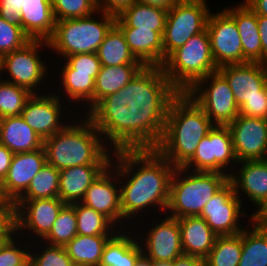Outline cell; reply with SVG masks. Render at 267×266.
Here are the masks:
<instances>
[{"mask_svg": "<svg viewBox=\"0 0 267 266\" xmlns=\"http://www.w3.org/2000/svg\"><path fill=\"white\" fill-rule=\"evenodd\" d=\"M180 92L163 68L144 66L123 88L101 99L87 116L113 151L155 149L172 100Z\"/></svg>", "mask_w": 267, "mask_h": 266, "instance_id": "6da1fadb", "label": "cell"}, {"mask_svg": "<svg viewBox=\"0 0 267 266\" xmlns=\"http://www.w3.org/2000/svg\"><path fill=\"white\" fill-rule=\"evenodd\" d=\"M114 154L117 161L112 169L114 173L124 176L123 179L131 174L120 188L123 220L124 217L131 218L134 213L137 215L151 204L167 210L170 180L175 167L156 149L120 150ZM136 166L139 169L135 172Z\"/></svg>", "mask_w": 267, "mask_h": 266, "instance_id": "7a4b0ae2", "label": "cell"}, {"mask_svg": "<svg viewBox=\"0 0 267 266\" xmlns=\"http://www.w3.org/2000/svg\"><path fill=\"white\" fill-rule=\"evenodd\" d=\"M213 127L202 108L187 93H179L170 104L163 136L155 149L174 167H182Z\"/></svg>", "mask_w": 267, "mask_h": 266, "instance_id": "3957f363", "label": "cell"}, {"mask_svg": "<svg viewBox=\"0 0 267 266\" xmlns=\"http://www.w3.org/2000/svg\"><path fill=\"white\" fill-rule=\"evenodd\" d=\"M84 118L80 123L77 122L78 124H67L59 132L44 139L43 147L48 164L62 170L80 165L114 163L111 157L109 158V150H106V145L102 142L104 138L101 133L88 117Z\"/></svg>", "mask_w": 267, "mask_h": 266, "instance_id": "277c9868", "label": "cell"}, {"mask_svg": "<svg viewBox=\"0 0 267 266\" xmlns=\"http://www.w3.org/2000/svg\"><path fill=\"white\" fill-rule=\"evenodd\" d=\"M185 172L183 167H175L170 180L167 210L177 219L200 216L206 203L229 181L228 174L191 171L187 175ZM182 173L186 174L183 178Z\"/></svg>", "mask_w": 267, "mask_h": 266, "instance_id": "5b68a950", "label": "cell"}, {"mask_svg": "<svg viewBox=\"0 0 267 266\" xmlns=\"http://www.w3.org/2000/svg\"><path fill=\"white\" fill-rule=\"evenodd\" d=\"M162 68L170 83L180 93H186L200 79L218 71L207 29L192 36L183 46L173 51Z\"/></svg>", "mask_w": 267, "mask_h": 266, "instance_id": "8992f818", "label": "cell"}, {"mask_svg": "<svg viewBox=\"0 0 267 266\" xmlns=\"http://www.w3.org/2000/svg\"><path fill=\"white\" fill-rule=\"evenodd\" d=\"M98 12L102 13L101 21L95 20L94 14L56 21L53 35L47 40L48 47L65 58L75 54L97 53L116 19L113 15Z\"/></svg>", "mask_w": 267, "mask_h": 266, "instance_id": "52a82bcc", "label": "cell"}, {"mask_svg": "<svg viewBox=\"0 0 267 266\" xmlns=\"http://www.w3.org/2000/svg\"><path fill=\"white\" fill-rule=\"evenodd\" d=\"M208 16L206 0H178L168 9L163 33V64L173 51L206 29Z\"/></svg>", "mask_w": 267, "mask_h": 266, "instance_id": "ba28073f", "label": "cell"}, {"mask_svg": "<svg viewBox=\"0 0 267 266\" xmlns=\"http://www.w3.org/2000/svg\"><path fill=\"white\" fill-rule=\"evenodd\" d=\"M209 80L211 83L203 89L202 86ZM186 93L202 108L214 125L227 126L239 115V106L229 83L219 71L200 79Z\"/></svg>", "mask_w": 267, "mask_h": 266, "instance_id": "9c48e42d", "label": "cell"}, {"mask_svg": "<svg viewBox=\"0 0 267 266\" xmlns=\"http://www.w3.org/2000/svg\"><path fill=\"white\" fill-rule=\"evenodd\" d=\"M231 161L238 163L230 130L227 126L214 125L182 167L186 170L193 167L196 172H217L230 176L224 170Z\"/></svg>", "mask_w": 267, "mask_h": 266, "instance_id": "30bf717a", "label": "cell"}, {"mask_svg": "<svg viewBox=\"0 0 267 266\" xmlns=\"http://www.w3.org/2000/svg\"><path fill=\"white\" fill-rule=\"evenodd\" d=\"M48 45L46 40L31 39L23 47L4 55L0 61L1 70H7L10 79L4 81L13 83L27 89L30 93L36 94L37 86L43 82L46 66L39 58V46ZM38 52V53H37ZM37 87V88H35Z\"/></svg>", "mask_w": 267, "mask_h": 266, "instance_id": "8fae6325", "label": "cell"}, {"mask_svg": "<svg viewBox=\"0 0 267 266\" xmlns=\"http://www.w3.org/2000/svg\"><path fill=\"white\" fill-rule=\"evenodd\" d=\"M206 29L217 68L243 63L241 37L234 18L225 9L209 13Z\"/></svg>", "mask_w": 267, "mask_h": 266, "instance_id": "7c38bea8", "label": "cell"}, {"mask_svg": "<svg viewBox=\"0 0 267 266\" xmlns=\"http://www.w3.org/2000/svg\"><path fill=\"white\" fill-rule=\"evenodd\" d=\"M241 201L233 184L228 181L206 203L199 217L203 218L218 236L239 234L243 229L239 227L238 218L241 215L247 216L245 211H241Z\"/></svg>", "mask_w": 267, "mask_h": 266, "instance_id": "4fadbf2b", "label": "cell"}, {"mask_svg": "<svg viewBox=\"0 0 267 266\" xmlns=\"http://www.w3.org/2000/svg\"><path fill=\"white\" fill-rule=\"evenodd\" d=\"M227 127L238 162L266 159L267 119L239 114Z\"/></svg>", "mask_w": 267, "mask_h": 266, "instance_id": "5bb4252c", "label": "cell"}, {"mask_svg": "<svg viewBox=\"0 0 267 266\" xmlns=\"http://www.w3.org/2000/svg\"><path fill=\"white\" fill-rule=\"evenodd\" d=\"M218 71L226 78L240 107L253 97H267V64L246 62L221 66Z\"/></svg>", "mask_w": 267, "mask_h": 266, "instance_id": "9a60e30c", "label": "cell"}, {"mask_svg": "<svg viewBox=\"0 0 267 266\" xmlns=\"http://www.w3.org/2000/svg\"><path fill=\"white\" fill-rule=\"evenodd\" d=\"M16 232L29 228L44 239L65 203L59 198L16 200ZM27 210V211H26Z\"/></svg>", "mask_w": 267, "mask_h": 266, "instance_id": "2e32d148", "label": "cell"}, {"mask_svg": "<svg viewBox=\"0 0 267 266\" xmlns=\"http://www.w3.org/2000/svg\"><path fill=\"white\" fill-rule=\"evenodd\" d=\"M55 94H32L25 103L21 117L44 140L62 130L66 125L59 121L61 104Z\"/></svg>", "mask_w": 267, "mask_h": 266, "instance_id": "e0dca14e", "label": "cell"}, {"mask_svg": "<svg viewBox=\"0 0 267 266\" xmlns=\"http://www.w3.org/2000/svg\"><path fill=\"white\" fill-rule=\"evenodd\" d=\"M46 162L44 147L13 154L8 173L1 182L4 197L16 201L27 190L31 180Z\"/></svg>", "mask_w": 267, "mask_h": 266, "instance_id": "ac0fdd59", "label": "cell"}, {"mask_svg": "<svg viewBox=\"0 0 267 266\" xmlns=\"http://www.w3.org/2000/svg\"><path fill=\"white\" fill-rule=\"evenodd\" d=\"M148 232L144 256L151 261L172 262L183 253L181 231L177 218L166 216ZM146 253V254H145Z\"/></svg>", "mask_w": 267, "mask_h": 266, "instance_id": "d6986e66", "label": "cell"}, {"mask_svg": "<svg viewBox=\"0 0 267 266\" xmlns=\"http://www.w3.org/2000/svg\"><path fill=\"white\" fill-rule=\"evenodd\" d=\"M112 166L115 167L114 164H111V166L91 184L86 190L81 203L103 214L116 225L117 221L121 220V218L123 219V216L121 211L120 188H116L114 184L117 181L119 183L123 182L119 179L118 175L109 172L112 171V169H109ZM113 175L115 177H113ZM116 177H118V180ZM113 180H116V182L113 183Z\"/></svg>", "mask_w": 267, "mask_h": 266, "instance_id": "ffe728a7", "label": "cell"}, {"mask_svg": "<svg viewBox=\"0 0 267 266\" xmlns=\"http://www.w3.org/2000/svg\"><path fill=\"white\" fill-rule=\"evenodd\" d=\"M111 165H80L60 170L59 199L65 204L81 202L86 190Z\"/></svg>", "mask_w": 267, "mask_h": 266, "instance_id": "44dd1931", "label": "cell"}, {"mask_svg": "<svg viewBox=\"0 0 267 266\" xmlns=\"http://www.w3.org/2000/svg\"><path fill=\"white\" fill-rule=\"evenodd\" d=\"M183 253L205 259L212 250L217 234L199 216L178 218Z\"/></svg>", "mask_w": 267, "mask_h": 266, "instance_id": "7402d4cb", "label": "cell"}, {"mask_svg": "<svg viewBox=\"0 0 267 266\" xmlns=\"http://www.w3.org/2000/svg\"><path fill=\"white\" fill-rule=\"evenodd\" d=\"M239 175L230 174L229 181L240 199L239 189L250 198L257 207L267 199V159L243 161Z\"/></svg>", "mask_w": 267, "mask_h": 266, "instance_id": "603a6c76", "label": "cell"}, {"mask_svg": "<svg viewBox=\"0 0 267 266\" xmlns=\"http://www.w3.org/2000/svg\"><path fill=\"white\" fill-rule=\"evenodd\" d=\"M130 51L144 66L163 65V33L150 29L120 28Z\"/></svg>", "mask_w": 267, "mask_h": 266, "instance_id": "cb8c5ba5", "label": "cell"}, {"mask_svg": "<svg viewBox=\"0 0 267 266\" xmlns=\"http://www.w3.org/2000/svg\"><path fill=\"white\" fill-rule=\"evenodd\" d=\"M0 144L15 153L43 148L44 140L19 116L0 119Z\"/></svg>", "mask_w": 267, "mask_h": 266, "instance_id": "d4e9b609", "label": "cell"}, {"mask_svg": "<svg viewBox=\"0 0 267 266\" xmlns=\"http://www.w3.org/2000/svg\"><path fill=\"white\" fill-rule=\"evenodd\" d=\"M225 10L234 18L240 34L243 63H262V46L257 15L245 3Z\"/></svg>", "mask_w": 267, "mask_h": 266, "instance_id": "484cf974", "label": "cell"}, {"mask_svg": "<svg viewBox=\"0 0 267 266\" xmlns=\"http://www.w3.org/2000/svg\"><path fill=\"white\" fill-rule=\"evenodd\" d=\"M51 0H25L20 25L31 39L48 40L55 29Z\"/></svg>", "mask_w": 267, "mask_h": 266, "instance_id": "4316f807", "label": "cell"}, {"mask_svg": "<svg viewBox=\"0 0 267 266\" xmlns=\"http://www.w3.org/2000/svg\"><path fill=\"white\" fill-rule=\"evenodd\" d=\"M168 10L134 2L115 19L119 28L150 29L164 31Z\"/></svg>", "mask_w": 267, "mask_h": 266, "instance_id": "83f0119b", "label": "cell"}, {"mask_svg": "<svg viewBox=\"0 0 267 266\" xmlns=\"http://www.w3.org/2000/svg\"><path fill=\"white\" fill-rule=\"evenodd\" d=\"M118 233L116 231L106 242L99 266H135L143 256L142 244L134 237Z\"/></svg>", "mask_w": 267, "mask_h": 266, "instance_id": "f1b7e54d", "label": "cell"}, {"mask_svg": "<svg viewBox=\"0 0 267 266\" xmlns=\"http://www.w3.org/2000/svg\"><path fill=\"white\" fill-rule=\"evenodd\" d=\"M143 67V64L101 66L95 78L94 106L107 95L123 88Z\"/></svg>", "mask_w": 267, "mask_h": 266, "instance_id": "f546056e", "label": "cell"}, {"mask_svg": "<svg viewBox=\"0 0 267 266\" xmlns=\"http://www.w3.org/2000/svg\"><path fill=\"white\" fill-rule=\"evenodd\" d=\"M111 236L77 234L64 248L75 266H99L104 246Z\"/></svg>", "mask_w": 267, "mask_h": 266, "instance_id": "4dcf8cb0", "label": "cell"}, {"mask_svg": "<svg viewBox=\"0 0 267 266\" xmlns=\"http://www.w3.org/2000/svg\"><path fill=\"white\" fill-rule=\"evenodd\" d=\"M97 56L101 66L142 64L130 51L124 33L114 24L99 45Z\"/></svg>", "mask_w": 267, "mask_h": 266, "instance_id": "1f68e13d", "label": "cell"}, {"mask_svg": "<svg viewBox=\"0 0 267 266\" xmlns=\"http://www.w3.org/2000/svg\"><path fill=\"white\" fill-rule=\"evenodd\" d=\"M242 231V252L238 266H267V228L252 224Z\"/></svg>", "mask_w": 267, "mask_h": 266, "instance_id": "d6a6232c", "label": "cell"}, {"mask_svg": "<svg viewBox=\"0 0 267 266\" xmlns=\"http://www.w3.org/2000/svg\"><path fill=\"white\" fill-rule=\"evenodd\" d=\"M242 252V232L217 236L214 246L204 259V266H238Z\"/></svg>", "mask_w": 267, "mask_h": 266, "instance_id": "836d02e7", "label": "cell"}, {"mask_svg": "<svg viewBox=\"0 0 267 266\" xmlns=\"http://www.w3.org/2000/svg\"><path fill=\"white\" fill-rule=\"evenodd\" d=\"M62 85L65 92L73 101L87 100L89 111L94 107V89L95 79L91 73L74 72V70L65 63L62 68Z\"/></svg>", "mask_w": 267, "mask_h": 266, "instance_id": "e575fe53", "label": "cell"}, {"mask_svg": "<svg viewBox=\"0 0 267 266\" xmlns=\"http://www.w3.org/2000/svg\"><path fill=\"white\" fill-rule=\"evenodd\" d=\"M60 170L47 162L17 200L59 198Z\"/></svg>", "mask_w": 267, "mask_h": 266, "instance_id": "d590c367", "label": "cell"}, {"mask_svg": "<svg viewBox=\"0 0 267 266\" xmlns=\"http://www.w3.org/2000/svg\"><path fill=\"white\" fill-rule=\"evenodd\" d=\"M75 215L77 219V233L79 235H111L109 231L114 224L103 214L81 202L74 203ZM111 228V229H110Z\"/></svg>", "mask_w": 267, "mask_h": 266, "instance_id": "8d00e7d4", "label": "cell"}, {"mask_svg": "<svg viewBox=\"0 0 267 266\" xmlns=\"http://www.w3.org/2000/svg\"><path fill=\"white\" fill-rule=\"evenodd\" d=\"M77 219L74 203L65 204L59 212L57 219L44 242L49 245L65 246L77 235Z\"/></svg>", "mask_w": 267, "mask_h": 266, "instance_id": "74e56055", "label": "cell"}, {"mask_svg": "<svg viewBox=\"0 0 267 266\" xmlns=\"http://www.w3.org/2000/svg\"><path fill=\"white\" fill-rule=\"evenodd\" d=\"M32 95L27 89L1 79L0 82V119L19 116L25 103Z\"/></svg>", "mask_w": 267, "mask_h": 266, "instance_id": "f35d334b", "label": "cell"}, {"mask_svg": "<svg viewBox=\"0 0 267 266\" xmlns=\"http://www.w3.org/2000/svg\"><path fill=\"white\" fill-rule=\"evenodd\" d=\"M55 21L81 18L97 13L96 0H51Z\"/></svg>", "mask_w": 267, "mask_h": 266, "instance_id": "ab89813d", "label": "cell"}, {"mask_svg": "<svg viewBox=\"0 0 267 266\" xmlns=\"http://www.w3.org/2000/svg\"><path fill=\"white\" fill-rule=\"evenodd\" d=\"M31 38L23 31L21 25L9 23L0 16V59L23 47Z\"/></svg>", "mask_w": 267, "mask_h": 266, "instance_id": "60d3db41", "label": "cell"}, {"mask_svg": "<svg viewBox=\"0 0 267 266\" xmlns=\"http://www.w3.org/2000/svg\"><path fill=\"white\" fill-rule=\"evenodd\" d=\"M46 246L40 254L30 252L29 266H75L64 246Z\"/></svg>", "mask_w": 267, "mask_h": 266, "instance_id": "b9f144b4", "label": "cell"}, {"mask_svg": "<svg viewBox=\"0 0 267 266\" xmlns=\"http://www.w3.org/2000/svg\"><path fill=\"white\" fill-rule=\"evenodd\" d=\"M12 237L0 252V266H29L30 251L17 247Z\"/></svg>", "mask_w": 267, "mask_h": 266, "instance_id": "7bdbcfd3", "label": "cell"}, {"mask_svg": "<svg viewBox=\"0 0 267 266\" xmlns=\"http://www.w3.org/2000/svg\"><path fill=\"white\" fill-rule=\"evenodd\" d=\"M66 63L74 72L91 73L95 79L101 69V62L97 53L75 54L66 57Z\"/></svg>", "mask_w": 267, "mask_h": 266, "instance_id": "ee69618b", "label": "cell"}, {"mask_svg": "<svg viewBox=\"0 0 267 266\" xmlns=\"http://www.w3.org/2000/svg\"><path fill=\"white\" fill-rule=\"evenodd\" d=\"M16 234V204L4 198L0 202V238H12Z\"/></svg>", "mask_w": 267, "mask_h": 266, "instance_id": "f6af8a7d", "label": "cell"}, {"mask_svg": "<svg viewBox=\"0 0 267 266\" xmlns=\"http://www.w3.org/2000/svg\"><path fill=\"white\" fill-rule=\"evenodd\" d=\"M239 114L267 119V97H253L239 107Z\"/></svg>", "mask_w": 267, "mask_h": 266, "instance_id": "bcb514c9", "label": "cell"}, {"mask_svg": "<svg viewBox=\"0 0 267 266\" xmlns=\"http://www.w3.org/2000/svg\"><path fill=\"white\" fill-rule=\"evenodd\" d=\"M25 0H0V16L9 23L20 25V11Z\"/></svg>", "mask_w": 267, "mask_h": 266, "instance_id": "7dc6e473", "label": "cell"}, {"mask_svg": "<svg viewBox=\"0 0 267 266\" xmlns=\"http://www.w3.org/2000/svg\"><path fill=\"white\" fill-rule=\"evenodd\" d=\"M134 2L135 0H96L98 11L105 12L115 17L119 16Z\"/></svg>", "mask_w": 267, "mask_h": 266, "instance_id": "c3c4849f", "label": "cell"}, {"mask_svg": "<svg viewBox=\"0 0 267 266\" xmlns=\"http://www.w3.org/2000/svg\"><path fill=\"white\" fill-rule=\"evenodd\" d=\"M13 154L6 146L0 144V182L4 180L8 173Z\"/></svg>", "mask_w": 267, "mask_h": 266, "instance_id": "681fc988", "label": "cell"}, {"mask_svg": "<svg viewBox=\"0 0 267 266\" xmlns=\"http://www.w3.org/2000/svg\"><path fill=\"white\" fill-rule=\"evenodd\" d=\"M259 34L262 46V63L267 64V17L257 16Z\"/></svg>", "mask_w": 267, "mask_h": 266, "instance_id": "f907efd6", "label": "cell"}, {"mask_svg": "<svg viewBox=\"0 0 267 266\" xmlns=\"http://www.w3.org/2000/svg\"><path fill=\"white\" fill-rule=\"evenodd\" d=\"M172 266H204V260L196 256L182 254L172 261Z\"/></svg>", "mask_w": 267, "mask_h": 266, "instance_id": "816d5d0a", "label": "cell"}, {"mask_svg": "<svg viewBox=\"0 0 267 266\" xmlns=\"http://www.w3.org/2000/svg\"><path fill=\"white\" fill-rule=\"evenodd\" d=\"M258 211L251 215L249 219L253 221L255 225L263 228H267V199L258 207Z\"/></svg>", "mask_w": 267, "mask_h": 266, "instance_id": "f5cc1de1", "label": "cell"}, {"mask_svg": "<svg viewBox=\"0 0 267 266\" xmlns=\"http://www.w3.org/2000/svg\"><path fill=\"white\" fill-rule=\"evenodd\" d=\"M244 3L257 15L267 17V0H245Z\"/></svg>", "mask_w": 267, "mask_h": 266, "instance_id": "db71d44e", "label": "cell"}, {"mask_svg": "<svg viewBox=\"0 0 267 266\" xmlns=\"http://www.w3.org/2000/svg\"><path fill=\"white\" fill-rule=\"evenodd\" d=\"M178 0H135V2H139L146 5L157 6L164 9H169L173 6Z\"/></svg>", "mask_w": 267, "mask_h": 266, "instance_id": "11a10c76", "label": "cell"}, {"mask_svg": "<svg viewBox=\"0 0 267 266\" xmlns=\"http://www.w3.org/2000/svg\"><path fill=\"white\" fill-rule=\"evenodd\" d=\"M135 266H152V261L147 259L144 255L137 261Z\"/></svg>", "mask_w": 267, "mask_h": 266, "instance_id": "9f6ffc18", "label": "cell"}, {"mask_svg": "<svg viewBox=\"0 0 267 266\" xmlns=\"http://www.w3.org/2000/svg\"><path fill=\"white\" fill-rule=\"evenodd\" d=\"M152 266H172V262H168V261H152Z\"/></svg>", "mask_w": 267, "mask_h": 266, "instance_id": "6f0895ef", "label": "cell"}, {"mask_svg": "<svg viewBox=\"0 0 267 266\" xmlns=\"http://www.w3.org/2000/svg\"><path fill=\"white\" fill-rule=\"evenodd\" d=\"M11 238H0V252L3 246L10 240Z\"/></svg>", "mask_w": 267, "mask_h": 266, "instance_id": "680465c9", "label": "cell"}, {"mask_svg": "<svg viewBox=\"0 0 267 266\" xmlns=\"http://www.w3.org/2000/svg\"><path fill=\"white\" fill-rule=\"evenodd\" d=\"M4 195H3V192H2V188H1V182H0V202L4 199Z\"/></svg>", "mask_w": 267, "mask_h": 266, "instance_id": "91938a15", "label": "cell"}]
</instances>
